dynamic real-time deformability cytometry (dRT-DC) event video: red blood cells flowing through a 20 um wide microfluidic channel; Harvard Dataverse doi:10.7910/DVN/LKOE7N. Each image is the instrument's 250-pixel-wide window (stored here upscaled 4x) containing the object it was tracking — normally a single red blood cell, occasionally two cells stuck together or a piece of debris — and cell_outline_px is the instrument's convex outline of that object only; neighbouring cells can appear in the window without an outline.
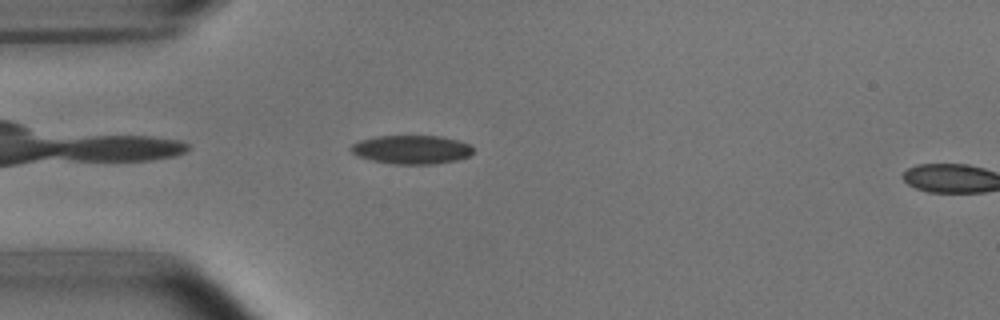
{"species": "common noctule bat (a hibernating species)", "species_latin": "Nyctalus noctula", "temperature_condition": "room temperature", "stored_images_in_passage": 4, "camera_frame_rate_fps": 3000, "um_per_image_px": 0.085, "animal": {"sex": "male", "body_mass_g": 15.6}, "frame": {"image": 1, "passage_image": 2, "time_ms": 0.333, "image_size_px": [1000, 320], "cell_outline_px": [[472, 152], [468, 156], [456, 160], [436, 164], [392, 164], [372, 160], [356, 156], [348, 148], [352, 144], [360, 140], [376, 136], [440, 136], [456, 140], [468, 144], [472, 148]], "centroid_in_image_um": [34.93, 12.72], "position_along_channel_um": 50.1, "area_um2": 20.4}}